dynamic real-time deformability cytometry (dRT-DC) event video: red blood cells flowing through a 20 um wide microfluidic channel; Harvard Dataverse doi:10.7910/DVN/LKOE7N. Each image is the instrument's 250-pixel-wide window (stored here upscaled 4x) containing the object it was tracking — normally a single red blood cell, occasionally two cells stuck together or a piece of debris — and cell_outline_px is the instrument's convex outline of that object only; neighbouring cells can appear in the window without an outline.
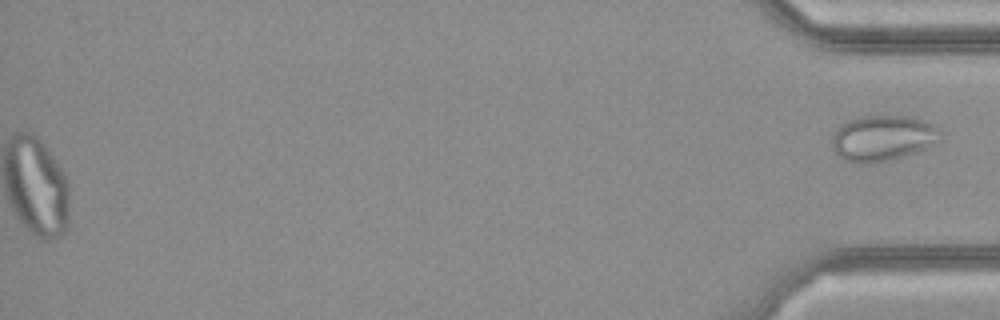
{"species": "common noctule bat (a hibernating species)", "species_latin": "Nyctalus noctula", "temperature_condition": "cold", "stored_images_in_passage": 36, "camera_frame_rate_fps": 3000, "um_per_image_px": 0.085, "animal": {"sex": "female", "body_mass_g": 21.9}, "frame": {"image": 1, "passage_image": 36, "time_ms": 11.667, "image_size_px": [1000, 320], "cell_outline_px": [[940, 132], [924, 148], [916, 152], [892, 160], [868, 164], [860, 164], [844, 160], [832, 148], [832, 136], [836, 128], [840, 124], [848, 120], [864, 116], [908, 116], [924, 120], [932, 124]], "centroid_in_image_um": [74.92, 11.74], "position_along_channel_um": 360.3, "area_um2": 28.44}}